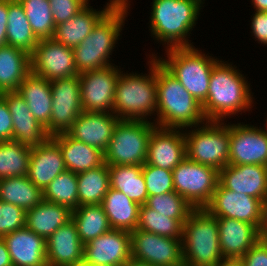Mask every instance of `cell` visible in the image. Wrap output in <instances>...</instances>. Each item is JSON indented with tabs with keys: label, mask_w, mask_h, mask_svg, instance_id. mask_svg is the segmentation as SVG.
Masks as SVG:
<instances>
[{
	"label": "cell",
	"mask_w": 267,
	"mask_h": 266,
	"mask_svg": "<svg viewBox=\"0 0 267 266\" xmlns=\"http://www.w3.org/2000/svg\"><path fill=\"white\" fill-rule=\"evenodd\" d=\"M253 94L246 76L236 65L219 60L213 66L207 98L202 104L204 116L207 121L224 122L226 117L249 112L255 106Z\"/></svg>",
	"instance_id": "6da1fadb"
},
{
	"label": "cell",
	"mask_w": 267,
	"mask_h": 266,
	"mask_svg": "<svg viewBox=\"0 0 267 266\" xmlns=\"http://www.w3.org/2000/svg\"><path fill=\"white\" fill-rule=\"evenodd\" d=\"M157 111L153 123L161 128L184 129L207 122L202 104L158 61L155 56Z\"/></svg>",
	"instance_id": "7a4b0ae2"
},
{
	"label": "cell",
	"mask_w": 267,
	"mask_h": 266,
	"mask_svg": "<svg viewBox=\"0 0 267 266\" xmlns=\"http://www.w3.org/2000/svg\"><path fill=\"white\" fill-rule=\"evenodd\" d=\"M129 0H119L93 27L91 34L73 48L78 74L101 69L113 64L111 58L124 30Z\"/></svg>",
	"instance_id": "3957f363"
},
{
	"label": "cell",
	"mask_w": 267,
	"mask_h": 266,
	"mask_svg": "<svg viewBox=\"0 0 267 266\" xmlns=\"http://www.w3.org/2000/svg\"><path fill=\"white\" fill-rule=\"evenodd\" d=\"M149 31L168 49L193 47L188 38L196 26L205 0H152ZM167 45V46H166Z\"/></svg>",
	"instance_id": "277c9868"
},
{
	"label": "cell",
	"mask_w": 267,
	"mask_h": 266,
	"mask_svg": "<svg viewBox=\"0 0 267 266\" xmlns=\"http://www.w3.org/2000/svg\"><path fill=\"white\" fill-rule=\"evenodd\" d=\"M148 60V74L120 72L112 108V113L119 119L152 121V115L156 116L155 56H149Z\"/></svg>",
	"instance_id": "5b68a950"
},
{
	"label": "cell",
	"mask_w": 267,
	"mask_h": 266,
	"mask_svg": "<svg viewBox=\"0 0 267 266\" xmlns=\"http://www.w3.org/2000/svg\"><path fill=\"white\" fill-rule=\"evenodd\" d=\"M193 47H172L165 50L162 58L155 53L158 61L182 84V86L201 104L207 98L210 75L218 58ZM155 54V55H154ZM167 57V59H166Z\"/></svg>",
	"instance_id": "8992f818"
},
{
	"label": "cell",
	"mask_w": 267,
	"mask_h": 266,
	"mask_svg": "<svg viewBox=\"0 0 267 266\" xmlns=\"http://www.w3.org/2000/svg\"><path fill=\"white\" fill-rule=\"evenodd\" d=\"M184 266H216L222 259L218 223L205 208L194 209L183 224Z\"/></svg>",
	"instance_id": "52a82bcc"
},
{
	"label": "cell",
	"mask_w": 267,
	"mask_h": 266,
	"mask_svg": "<svg viewBox=\"0 0 267 266\" xmlns=\"http://www.w3.org/2000/svg\"><path fill=\"white\" fill-rule=\"evenodd\" d=\"M156 124L151 121L119 119L104 152V162L114 165H144L148 142Z\"/></svg>",
	"instance_id": "ba28073f"
},
{
	"label": "cell",
	"mask_w": 267,
	"mask_h": 266,
	"mask_svg": "<svg viewBox=\"0 0 267 266\" xmlns=\"http://www.w3.org/2000/svg\"><path fill=\"white\" fill-rule=\"evenodd\" d=\"M183 130L189 160L212 166L218 171L229 164V123L207 121Z\"/></svg>",
	"instance_id": "9c48e42d"
},
{
	"label": "cell",
	"mask_w": 267,
	"mask_h": 266,
	"mask_svg": "<svg viewBox=\"0 0 267 266\" xmlns=\"http://www.w3.org/2000/svg\"><path fill=\"white\" fill-rule=\"evenodd\" d=\"M174 191L194 209L205 208L212 199L219 182V171L187 157L173 170Z\"/></svg>",
	"instance_id": "30bf717a"
},
{
	"label": "cell",
	"mask_w": 267,
	"mask_h": 266,
	"mask_svg": "<svg viewBox=\"0 0 267 266\" xmlns=\"http://www.w3.org/2000/svg\"><path fill=\"white\" fill-rule=\"evenodd\" d=\"M51 94L52 113L45 128L50 137L67 133L83 112L79 75L51 81Z\"/></svg>",
	"instance_id": "8fae6325"
},
{
	"label": "cell",
	"mask_w": 267,
	"mask_h": 266,
	"mask_svg": "<svg viewBox=\"0 0 267 266\" xmlns=\"http://www.w3.org/2000/svg\"><path fill=\"white\" fill-rule=\"evenodd\" d=\"M131 258L153 266H184L182 239L135 229L130 232Z\"/></svg>",
	"instance_id": "7c38bea8"
},
{
	"label": "cell",
	"mask_w": 267,
	"mask_h": 266,
	"mask_svg": "<svg viewBox=\"0 0 267 266\" xmlns=\"http://www.w3.org/2000/svg\"><path fill=\"white\" fill-rule=\"evenodd\" d=\"M30 72L49 81L79 75L73 48L54 38L41 39L30 54Z\"/></svg>",
	"instance_id": "4fadbf2b"
},
{
	"label": "cell",
	"mask_w": 267,
	"mask_h": 266,
	"mask_svg": "<svg viewBox=\"0 0 267 266\" xmlns=\"http://www.w3.org/2000/svg\"><path fill=\"white\" fill-rule=\"evenodd\" d=\"M120 66L107 67L79 74L83 111L112 112Z\"/></svg>",
	"instance_id": "5bb4252c"
},
{
	"label": "cell",
	"mask_w": 267,
	"mask_h": 266,
	"mask_svg": "<svg viewBox=\"0 0 267 266\" xmlns=\"http://www.w3.org/2000/svg\"><path fill=\"white\" fill-rule=\"evenodd\" d=\"M229 164L267 166V132L251 124L229 123Z\"/></svg>",
	"instance_id": "9a60e30c"
},
{
	"label": "cell",
	"mask_w": 267,
	"mask_h": 266,
	"mask_svg": "<svg viewBox=\"0 0 267 266\" xmlns=\"http://www.w3.org/2000/svg\"><path fill=\"white\" fill-rule=\"evenodd\" d=\"M205 209L216 218H231L253 224L261 220V200L224 188L219 182Z\"/></svg>",
	"instance_id": "2e32d148"
},
{
	"label": "cell",
	"mask_w": 267,
	"mask_h": 266,
	"mask_svg": "<svg viewBox=\"0 0 267 266\" xmlns=\"http://www.w3.org/2000/svg\"><path fill=\"white\" fill-rule=\"evenodd\" d=\"M186 157L183 129L156 127L152 131L145 163L172 171Z\"/></svg>",
	"instance_id": "e0dca14e"
},
{
	"label": "cell",
	"mask_w": 267,
	"mask_h": 266,
	"mask_svg": "<svg viewBox=\"0 0 267 266\" xmlns=\"http://www.w3.org/2000/svg\"><path fill=\"white\" fill-rule=\"evenodd\" d=\"M131 259L130 232L111 229L84 245V262L122 266Z\"/></svg>",
	"instance_id": "ac0fdd59"
},
{
	"label": "cell",
	"mask_w": 267,
	"mask_h": 266,
	"mask_svg": "<svg viewBox=\"0 0 267 266\" xmlns=\"http://www.w3.org/2000/svg\"><path fill=\"white\" fill-rule=\"evenodd\" d=\"M119 118L105 112L83 111L67 132L75 140L105 152Z\"/></svg>",
	"instance_id": "d6986e66"
},
{
	"label": "cell",
	"mask_w": 267,
	"mask_h": 266,
	"mask_svg": "<svg viewBox=\"0 0 267 266\" xmlns=\"http://www.w3.org/2000/svg\"><path fill=\"white\" fill-rule=\"evenodd\" d=\"M7 103L13 121V140L28 147H36L45 142L50 136L30 112L25 100L18 92L0 94Z\"/></svg>",
	"instance_id": "ffe728a7"
},
{
	"label": "cell",
	"mask_w": 267,
	"mask_h": 266,
	"mask_svg": "<svg viewBox=\"0 0 267 266\" xmlns=\"http://www.w3.org/2000/svg\"><path fill=\"white\" fill-rule=\"evenodd\" d=\"M219 183L226 189L262 201L267 196V166L228 164L219 170Z\"/></svg>",
	"instance_id": "44dd1931"
},
{
	"label": "cell",
	"mask_w": 267,
	"mask_h": 266,
	"mask_svg": "<svg viewBox=\"0 0 267 266\" xmlns=\"http://www.w3.org/2000/svg\"><path fill=\"white\" fill-rule=\"evenodd\" d=\"M66 170L61 149L51 137L31 148L27 177L42 191Z\"/></svg>",
	"instance_id": "7402d4cb"
},
{
	"label": "cell",
	"mask_w": 267,
	"mask_h": 266,
	"mask_svg": "<svg viewBox=\"0 0 267 266\" xmlns=\"http://www.w3.org/2000/svg\"><path fill=\"white\" fill-rule=\"evenodd\" d=\"M48 266H74L84 260V244L76 224L70 220L46 239Z\"/></svg>",
	"instance_id": "603a6c76"
},
{
	"label": "cell",
	"mask_w": 267,
	"mask_h": 266,
	"mask_svg": "<svg viewBox=\"0 0 267 266\" xmlns=\"http://www.w3.org/2000/svg\"><path fill=\"white\" fill-rule=\"evenodd\" d=\"M13 266H48L46 239L26 227L3 237Z\"/></svg>",
	"instance_id": "cb8c5ba5"
},
{
	"label": "cell",
	"mask_w": 267,
	"mask_h": 266,
	"mask_svg": "<svg viewBox=\"0 0 267 266\" xmlns=\"http://www.w3.org/2000/svg\"><path fill=\"white\" fill-rule=\"evenodd\" d=\"M223 258H242L259 240L258 229L248 222L216 218Z\"/></svg>",
	"instance_id": "d4e9b609"
},
{
	"label": "cell",
	"mask_w": 267,
	"mask_h": 266,
	"mask_svg": "<svg viewBox=\"0 0 267 266\" xmlns=\"http://www.w3.org/2000/svg\"><path fill=\"white\" fill-rule=\"evenodd\" d=\"M118 1L109 0L105 8L103 7L101 10L94 9L89 3L69 20L56 25L53 38L67 47H77L91 34L93 27Z\"/></svg>",
	"instance_id": "484cf974"
},
{
	"label": "cell",
	"mask_w": 267,
	"mask_h": 266,
	"mask_svg": "<svg viewBox=\"0 0 267 266\" xmlns=\"http://www.w3.org/2000/svg\"><path fill=\"white\" fill-rule=\"evenodd\" d=\"M51 138L59 145L68 171L76 174L104 163V153L99 149L75 140L68 133H61Z\"/></svg>",
	"instance_id": "4316f807"
},
{
	"label": "cell",
	"mask_w": 267,
	"mask_h": 266,
	"mask_svg": "<svg viewBox=\"0 0 267 266\" xmlns=\"http://www.w3.org/2000/svg\"><path fill=\"white\" fill-rule=\"evenodd\" d=\"M17 92L27 103L34 118L46 128L52 113L51 81L30 72Z\"/></svg>",
	"instance_id": "83f0119b"
},
{
	"label": "cell",
	"mask_w": 267,
	"mask_h": 266,
	"mask_svg": "<svg viewBox=\"0 0 267 266\" xmlns=\"http://www.w3.org/2000/svg\"><path fill=\"white\" fill-rule=\"evenodd\" d=\"M69 207L43 200L26 211L25 227L47 239L59 227L72 220Z\"/></svg>",
	"instance_id": "f1b7e54d"
},
{
	"label": "cell",
	"mask_w": 267,
	"mask_h": 266,
	"mask_svg": "<svg viewBox=\"0 0 267 266\" xmlns=\"http://www.w3.org/2000/svg\"><path fill=\"white\" fill-rule=\"evenodd\" d=\"M30 73V55L24 50L5 45L0 47V94L17 92Z\"/></svg>",
	"instance_id": "f546056e"
},
{
	"label": "cell",
	"mask_w": 267,
	"mask_h": 266,
	"mask_svg": "<svg viewBox=\"0 0 267 266\" xmlns=\"http://www.w3.org/2000/svg\"><path fill=\"white\" fill-rule=\"evenodd\" d=\"M102 206L112 229L128 232L137 229L140 205L129 199L123 192L109 188Z\"/></svg>",
	"instance_id": "4dcf8cb0"
},
{
	"label": "cell",
	"mask_w": 267,
	"mask_h": 266,
	"mask_svg": "<svg viewBox=\"0 0 267 266\" xmlns=\"http://www.w3.org/2000/svg\"><path fill=\"white\" fill-rule=\"evenodd\" d=\"M110 188L123 192L129 199L139 205L146 204L148 193L142 165L108 166Z\"/></svg>",
	"instance_id": "1f68e13d"
},
{
	"label": "cell",
	"mask_w": 267,
	"mask_h": 266,
	"mask_svg": "<svg viewBox=\"0 0 267 266\" xmlns=\"http://www.w3.org/2000/svg\"><path fill=\"white\" fill-rule=\"evenodd\" d=\"M43 200V191L27 176L0 179V201L14 204L27 211Z\"/></svg>",
	"instance_id": "d6a6232c"
},
{
	"label": "cell",
	"mask_w": 267,
	"mask_h": 266,
	"mask_svg": "<svg viewBox=\"0 0 267 266\" xmlns=\"http://www.w3.org/2000/svg\"><path fill=\"white\" fill-rule=\"evenodd\" d=\"M6 37L7 45L20 48L29 55L39 41L32 32L24 8L18 0H9Z\"/></svg>",
	"instance_id": "836d02e7"
},
{
	"label": "cell",
	"mask_w": 267,
	"mask_h": 266,
	"mask_svg": "<svg viewBox=\"0 0 267 266\" xmlns=\"http://www.w3.org/2000/svg\"><path fill=\"white\" fill-rule=\"evenodd\" d=\"M78 206L102 204L104 196L110 188L108 165L101 166L77 174Z\"/></svg>",
	"instance_id": "e575fe53"
},
{
	"label": "cell",
	"mask_w": 267,
	"mask_h": 266,
	"mask_svg": "<svg viewBox=\"0 0 267 266\" xmlns=\"http://www.w3.org/2000/svg\"><path fill=\"white\" fill-rule=\"evenodd\" d=\"M72 220L84 245L112 229L102 204L78 206L72 211Z\"/></svg>",
	"instance_id": "d590c367"
},
{
	"label": "cell",
	"mask_w": 267,
	"mask_h": 266,
	"mask_svg": "<svg viewBox=\"0 0 267 266\" xmlns=\"http://www.w3.org/2000/svg\"><path fill=\"white\" fill-rule=\"evenodd\" d=\"M31 147L18 141L0 142V179L27 176Z\"/></svg>",
	"instance_id": "8d00e7d4"
},
{
	"label": "cell",
	"mask_w": 267,
	"mask_h": 266,
	"mask_svg": "<svg viewBox=\"0 0 267 266\" xmlns=\"http://www.w3.org/2000/svg\"><path fill=\"white\" fill-rule=\"evenodd\" d=\"M43 199L75 210L78 207L77 174L68 170L60 173L43 191Z\"/></svg>",
	"instance_id": "74e56055"
},
{
	"label": "cell",
	"mask_w": 267,
	"mask_h": 266,
	"mask_svg": "<svg viewBox=\"0 0 267 266\" xmlns=\"http://www.w3.org/2000/svg\"><path fill=\"white\" fill-rule=\"evenodd\" d=\"M23 6L32 32L38 40L53 38L56 25L49 0H18Z\"/></svg>",
	"instance_id": "f35d334b"
},
{
	"label": "cell",
	"mask_w": 267,
	"mask_h": 266,
	"mask_svg": "<svg viewBox=\"0 0 267 266\" xmlns=\"http://www.w3.org/2000/svg\"><path fill=\"white\" fill-rule=\"evenodd\" d=\"M137 229L173 239H182L183 225L177 220L160 215L145 204L140 205Z\"/></svg>",
	"instance_id": "ab89813d"
},
{
	"label": "cell",
	"mask_w": 267,
	"mask_h": 266,
	"mask_svg": "<svg viewBox=\"0 0 267 266\" xmlns=\"http://www.w3.org/2000/svg\"><path fill=\"white\" fill-rule=\"evenodd\" d=\"M148 208L154 209L160 215L177 219L182 225L188 219L194 208L175 191L166 192L161 195L148 196L146 204Z\"/></svg>",
	"instance_id": "60d3db41"
},
{
	"label": "cell",
	"mask_w": 267,
	"mask_h": 266,
	"mask_svg": "<svg viewBox=\"0 0 267 266\" xmlns=\"http://www.w3.org/2000/svg\"><path fill=\"white\" fill-rule=\"evenodd\" d=\"M148 196L161 195L174 191L171 170L162 169L145 163L142 166Z\"/></svg>",
	"instance_id": "b9f144b4"
},
{
	"label": "cell",
	"mask_w": 267,
	"mask_h": 266,
	"mask_svg": "<svg viewBox=\"0 0 267 266\" xmlns=\"http://www.w3.org/2000/svg\"><path fill=\"white\" fill-rule=\"evenodd\" d=\"M26 211L11 203L0 201V238L25 227Z\"/></svg>",
	"instance_id": "7bdbcfd3"
},
{
	"label": "cell",
	"mask_w": 267,
	"mask_h": 266,
	"mask_svg": "<svg viewBox=\"0 0 267 266\" xmlns=\"http://www.w3.org/2000/svg\"><path fill=\"white\" fill-rule=\"evenodd\" d=\"M90 0H49L55 25L66 22L89 4Z\"/></svg>",
	"instance_id": "ee69618b"
},
{
	"label": "cell",
	"mask_w": 267,
	"mask_h": 266,
	"mask_svg": "<svg viewBox=\"0 0 267 266\" xmlns=\"http://www.w3.org/2000/svg\"><path fill=\"white\" fill-rule=\"evenodd\" d=\"M241 259L244 266H267V241L258 240Z\"/></svg>",
	"instance_id": "f6af8a7d"
},
{
	"label": "cell",
	"mask_w": 267,
	"mask_h": 266,
	"mask_svg": "<svg viewBox=\"0 0 267 266\" xmlns=\"http://www.w3.org/2000/svg\"><path fill=\"white\" fill-rule=\"evenodd\" d=\"M254 13L250 18L251 34L258 44L267 46V12L254 11Z\"/></svg>",
	"instance_id": "bcb514c9"
},
{
	"label": "cell",
	"mask_w": 267,
	"mask_h": 266,
	"mask_svg": "<svg viewBox=\"0 0 267 266\" xmlns=\"http://www.w3.org/2000/svg\"><path fill=\"white\" fill-rule=\"evenodd\" d=\"M13 140V121L6 100L0 95V142Z\"/></svg>",
	"instance_id": "7dc6e473"
},
{
	"label": "cell",
	"mask_w": 267,
	"mask_h": 266,
	"mask_svg": "<svg viewBox=\"0 0 267 266\" xmlns=\"http://www.w3.org/2000/svg\"><path fill=\"white\" fill-rule=\"evenodd\" d=\"M8 10L9 0H0V47L7 45L6 29Z\"/></svg>",
	"instance_id": "c3c4849f"
},
{
	"label": "cell",
	"mask_w": 267,
	"mask_h": 266,
	"mask_svg": "<svg viewBox=\"0 0 267 266\" xmlns=\"http://www.w3.org/2000/svg\"><path fill=\"white\" fill-rule=\"evenodd\" d=\"M258 237L267 241V196L261 201V220L258 227Z\"/></svg>",
	"instance_id": "681fc988"
},
{
	"label": "cell",
	"mask_w": 267,
	"mask_h": 266,
	"mask_svg": "<svg viewBox=\"0 0 267 266\" xmlns=\"http://www.w3.org/2000/svg\"><path fill=\"white\" fill-rule=\"evenodd\" d=\"M0 266H13L7 245L3 238H0Z\"/></svg>",
	"instance_id": "f907efd6"
},
{
	"label": "cell",
	"mask_w": 267,
	"mask_h": 266,
	"mask_svg": "<svg viewBox=\"0 0 267 266\" xmlns=\"http://www.w3.org/2000/svg\"><path fill=\"white\" fill-rule=\"evenodd\" d=\"M216 266H244L241 258H223Z\"/></svg>",
	"instance_id": "816d5d0a"
},
{
	"label": "cell",
	"mask_w": 267,
	"mask_h": 266,
	"mask_svg": "<svg viewBox=\"0 0 267 266\" xmlns=\"http://www.w3.org/2000/svg\"><path fill=\"white\" fill-rule=\"evenodd\" d=\"M255 11L267 12V0H251Z\"/></svg>",
	"instance_id": "f5cc1de1"
},
{
	"label": "cell",
	"mask_w": 267,
	"mask_h": 266,
	"mask_svg": "<svg viewBox=\"0 0 267 266\" xmlns=\"http://www.w3.org/2000/svg\"><path fill=\"white\" fill-rule=\"evenodd\" d=\"M122 266H153V265L145 262H140L131 258Z\"/></svg>",
	"instance_id": "db71d44e"
},
{
	"label": "cell",
	"mask_w": 267,
	"mask_h": 266,
	"mask_svg": "<svg viewBox=\"0 0 267 266\" xmlns=\"http://www.w3.org/2000/svg\"><path fill=\"white\" fill-rule=\"evenodd\" d=\"M74 266H108V265H102V264H86L84 261L81 263H77Z\"/></svg>",
	"instance_id": "11a10c76"
},
{
	"label": "cell",
	"mask_w": 267,
	"mask_h": 266,
	"mask_svg": "<svg viewBox=\"0 0 267 266\" xmlns=\"http://www.w3.org/2000/svg\"><path fill=\"white\" fill-rule=\"evenodd\" d=\"M266 123L264 124V127L266 126V128H264V130L267 132V118L265 119Z\"/></svg>",
	"instance_id": "9f6ffc18"
}]
</instances>
